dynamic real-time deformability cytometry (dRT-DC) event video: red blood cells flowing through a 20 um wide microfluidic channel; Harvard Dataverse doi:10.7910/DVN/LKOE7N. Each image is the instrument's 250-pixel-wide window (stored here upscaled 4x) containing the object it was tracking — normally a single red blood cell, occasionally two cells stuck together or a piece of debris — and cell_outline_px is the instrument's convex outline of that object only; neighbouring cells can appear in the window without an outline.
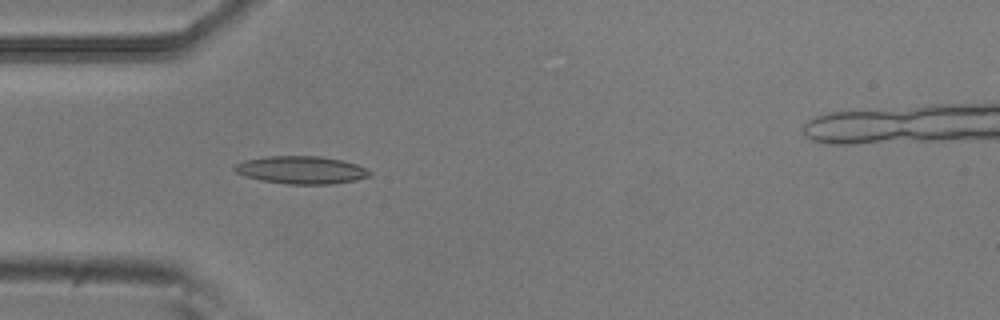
{"species": "common noctule bat (a hibernating species)", "species_latin": "Nyctalus noctula", "temperature_condition": "room temperature", "stored_images_in_passage": 35, "camera_frame_rate_fps": 3000, "um_per_image_px": 0.085, "animal": {"sex": "male", "body_mass_g": 20.5, "forearm_length_mm": 52.5}, "frame": {"image": 1, "passage_image": 7, "time_ms": 2.0, "image_size_px": [1000, 320], "cell_outline_px": [[372, 176], [356, 180], [332, 184], [288, 184], [260, 180], [244, 176], [236, 172], [232, 168], [236, 164], [244, 160], [268, 156], [320, 156], [340, 160], [356, 164], [372, 172]], "centroid_in_image_um": [25.6, 14.45], "position_along_channel_um": 59.4, "area_um2": 21.85}}
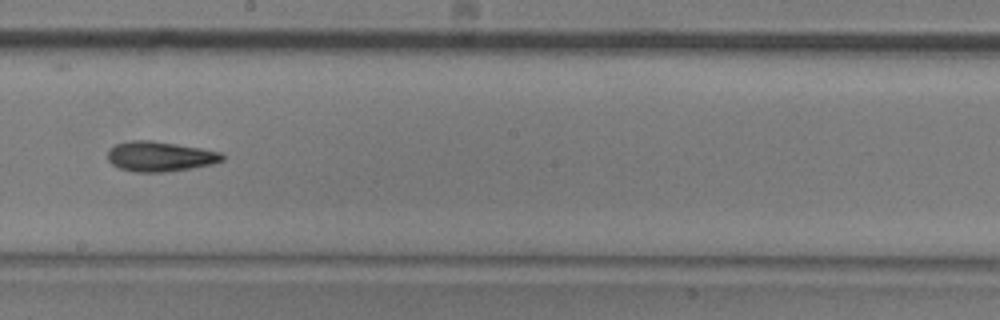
{"frame": {"image": 2, "passage_image": 21, "time_ms": 6.667, "image_size_px": [1000, 320], "cell_outline_px": [[224, 160], [212, 164], [192, 168], [164, 172], [136, 172], [120, 168], [112, 164], [108, 160], [108, 152], [116, 144], [132, 140], [148, 140], [176, 144], [200, 148], [220, 152], [224, 156]], "centroid_in_image_um": [13.61, 13.3], "position_along_channel_um": 234.6, "area_um2": 19.83}}
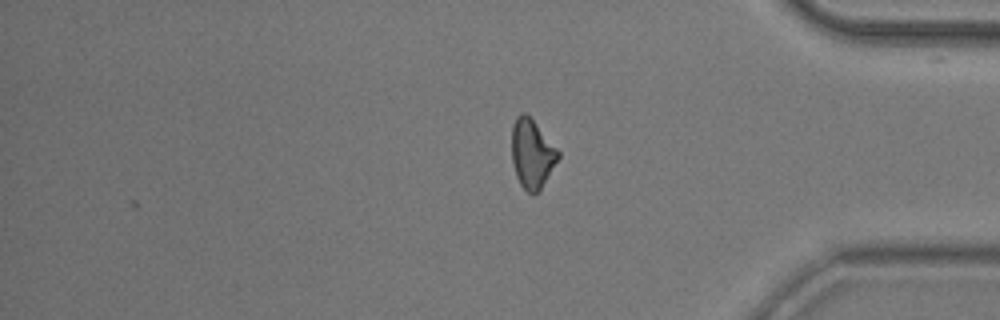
{"frame": {"image": 3, "passage_image": 35, "time_ms": 11.333, "image_size_px": [1000, 320], "cell_outline_px": [[560, 156], [540, 192], [532, 196], [520, 184], [516, 176], [512, 164], [512, 124], [516, 116], [520, 112], [524, 112], [532, 120], [560, 152]], "centroid_in_image_um": [45.21, 13.11], "position_along_channel_um": 390.0, "area_um2": 18.73}, "authors_computed_cell_mechanics": {"area_um2": 19.3052, "velocity_mm_per_s": 3.7819, "shape_relaxation_time_tau1_ms": 4.8888, "shape_relaxation_time_tau2_ms": 5.29, "deformation_change_tau1": 0.1433, "deformation_change_tau2": 0.156}}